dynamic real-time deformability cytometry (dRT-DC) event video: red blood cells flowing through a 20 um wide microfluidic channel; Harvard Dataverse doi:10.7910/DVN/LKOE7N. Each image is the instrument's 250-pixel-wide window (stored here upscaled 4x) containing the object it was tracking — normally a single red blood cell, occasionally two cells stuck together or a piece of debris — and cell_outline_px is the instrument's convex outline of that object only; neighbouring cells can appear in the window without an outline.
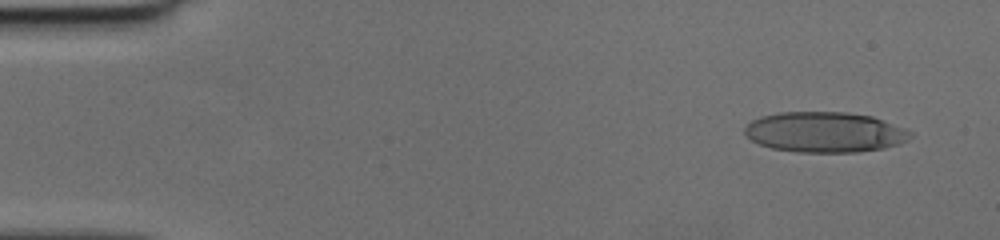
{"species": "human", "species_latin": "Homo sapiens", "temperature_condition": "cold", "stored_images_in_passage": 46, "camera_frame_rate_fps": 3000, "um_per_image_px": 0.085, "donor": {"sex": "female"}, "frame": {"image": 1, "passage_image": 1, "time_ms": 0.0, "image_size_px": [1000, 240], "cell_outline_px": [[908, 132], [904, 140], [896, 144], [884, 148], [856, 152], [800, 152], [772, 148], [760, 144], [752, 140], [744, 132], [744, 128], [752, 120], [764, 116], [780, 112], [848, 112], [872, 116]], "centroid_in_image_um": [70.0, 11.23], "position_along_channel_um": 15.0, "area_um2": 38.09}}
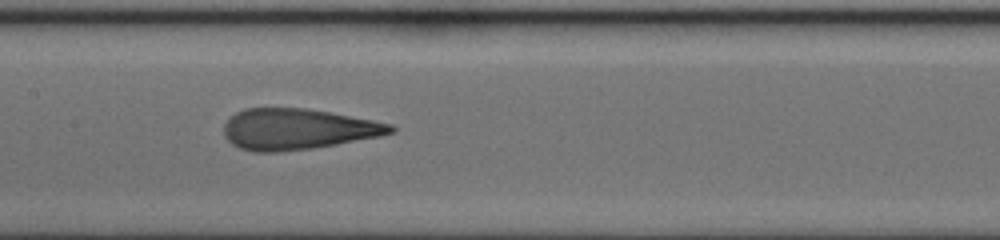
{"frame": {"image": 2, "passage_image": 22, "time_ms": 7.0, "image_size_px": [1000, 240], "cell_outline_px": [[396, 128], [392, 132], [380, 136], [336, 144], [312, 148], [276, 152], [256, 152], [240, 148], [232, 144], [224, 136], [224, 124], [236, 112], [244, 108], [304, 108], [328, 112], [372, 120], [392, 124]], "centroid_in_image_um": [25.26, 10.98], "position_along_channel_um": 182.1, "area_um2": 39.42}}
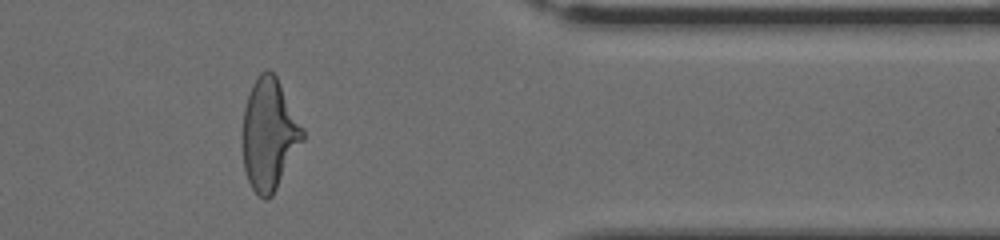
{"frame": {"image": 3, "passage_image": 38, "time_ms": 12.333, "image_size_px": [1000, 240], "cell_outline_px": [[304, 140], [272, 196], [268, 200], [264, 200], [252, 188], [248, 180], [244, 168], [244, 108], [252, 84], [260, 72], [268, 68], [276, 76], [304, 128]], "centroid_in_image_um": [22.9, 11.42], "position_along_channel_um": 388.5, "area_um2": 38.61}}